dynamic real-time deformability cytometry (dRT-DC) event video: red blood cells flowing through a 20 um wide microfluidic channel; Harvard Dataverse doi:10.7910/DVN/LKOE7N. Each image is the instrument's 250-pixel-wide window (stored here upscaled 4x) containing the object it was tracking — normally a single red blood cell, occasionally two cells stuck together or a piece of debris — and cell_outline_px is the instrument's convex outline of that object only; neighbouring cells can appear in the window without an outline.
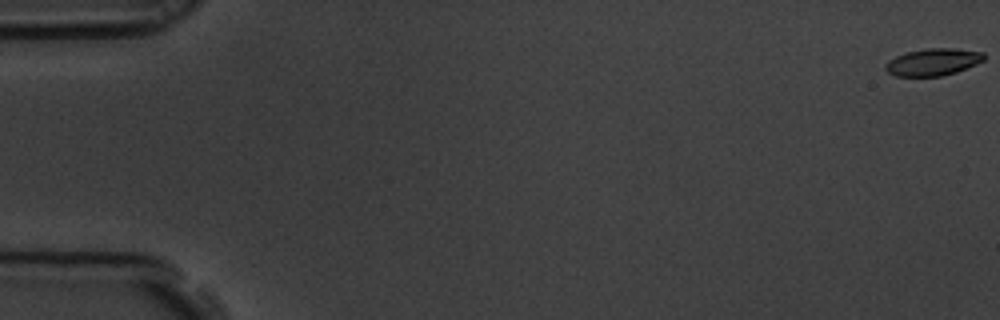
{"species": "common noctule bat (a hibernating species)", "species_latin": "Nyctalus noctula", "temperature_condition": "room temperature", "stored_images_in_passage": 60, "camera_frame_rate_fps": 3000, "um_per_image_px": 0.085, "animal": {"sex": "male", "body_mass_g": 19.5, "forearm_length_mm": 54.6}, "frame": {"image": 1, "passage_image": 1, "time_ms": 0.0, "image_size_px": [1000, 320], "cell_outline_px": [[984, 60], [976, 64], [956, 72], [940, 76], [896, 76], [888, 72], [884, 68], [884, 64], [888, 60], [896, 56], [908, 52], [928, 48], [952, 48], [984, 52]], "centroid_in_image_um": [79.29, 5.27], "position_along_channel_um": 5.7, "area_um2": 15.49}}
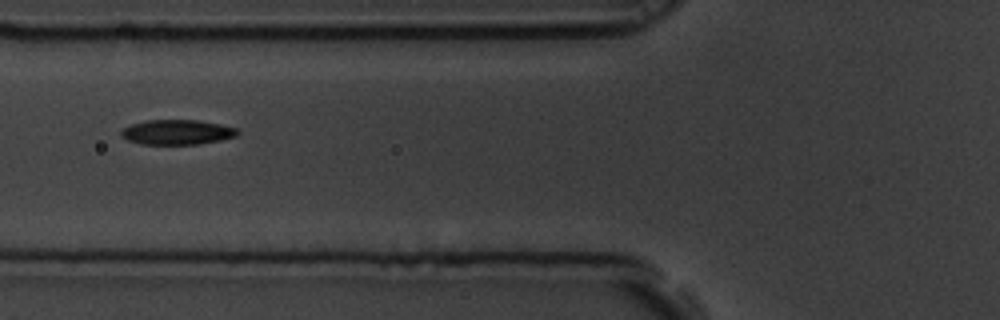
{"frame": {"image": 2, "passage_image": 24, "time_ms": 7.667, "image_size_px": [1000, 320], "cell_outline_px": [[240, 132], [236, 136], [220, 140], [200, 144], [140, 144], [128, 140], [120, 136], [120, 132], [124, 128], [132, 124], [148, 120], [200, 120], [220, 124], [236, 128]], "centroid_in_image_um": [15.06, 11.23], "position_along_channel_um": 110.7, "area_um2": 16.88}}
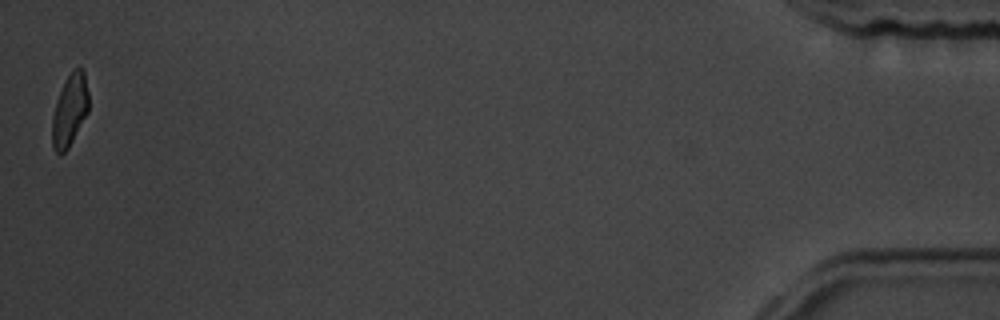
{"frame": {"image": 3, "passage_image": 60, "time_ms": 19.667, "image_size_px": [1000, 320], "cell_outline_px": [[88, 112], [68, 148], [60, 156], [52, 148], [52, 116], [56, 100], [64, 80], [80, 64], [84, 68], [88, 92]], "centroid_in_image_um": [5.92, 9.35], "position_along_channel_um": 429.3, "area_um2": 15.49}, "authors_computed_cell_mechanics": {"area_um2": 16.6175, "velocity_mm_per_s": 3.4521, "shape_relaxation_time_tau1_ms": 3.8205, "shape_relaxation_time_tau2_ms": 4.3381, "deformation_change_tau1": 0.1383, "deformation_change_tau2": 0.0985}}